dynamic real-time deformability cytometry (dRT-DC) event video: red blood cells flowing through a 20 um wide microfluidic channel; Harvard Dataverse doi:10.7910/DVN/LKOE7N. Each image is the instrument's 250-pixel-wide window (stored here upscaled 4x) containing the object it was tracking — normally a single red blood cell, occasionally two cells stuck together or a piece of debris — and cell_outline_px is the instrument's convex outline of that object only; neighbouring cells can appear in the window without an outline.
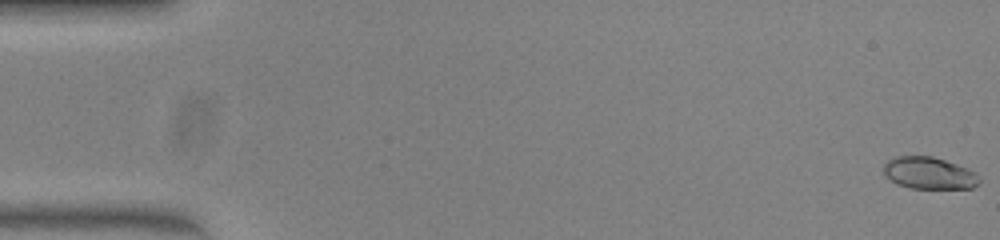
{"species": "common noctule bat (a hibernating species)", "species_latin": "Nyctalus noctula", "temperature_condition": "warm", "stored_images_in_passage": 51, "camera_frame_rate_fps": 3000, "um_per_image_px": 0.085, "animal": {"sex": "female", "body_mass_g": 23.0, "forearm_length_mm": 53.4}, "frame": {"image": 1, "passage_image": 1, "time_ms": 0.0, "image_size_px": [1000, 240], "cell_outline_px": [[980, 180], [972, 188], [908, 188], [896, 184], [884, 176], [884, 164], [888, 160], [896, 156], [932, 156], [968, 168], [976, 172], [980, 176]], "centroid_in_image_um": [78.95, 14.71], "position_along_channel_um": 6.0, "area_um2": 17.92}}
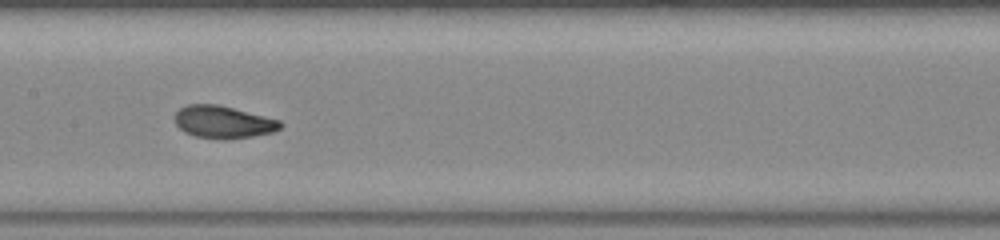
{"frame": {"image": 2, "passage_image": 26, "time_ms": 8.333, "image_size_px": [1000, 240], "cell_outline_px": [[284, 124], [280, 128], [272, 132], [252, 136], [224, 140], [196, 136], [184, 132], [176, 124], [176, 112], [180, 108], [188, 104], [216, 104], [280, 120]], "centroid_in_image_um": [18.97, 10.38], "position_along_channel_um": 188.4, "area_um2": 19.71}}
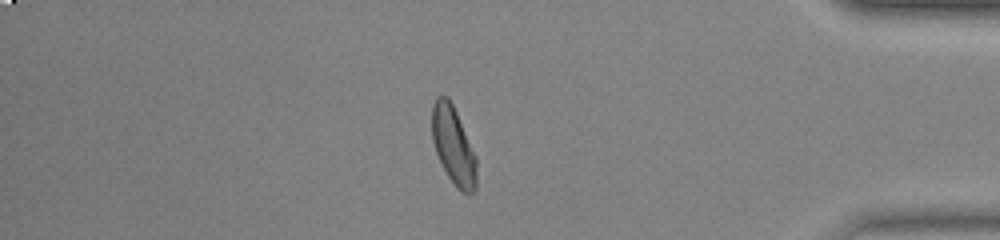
{"frame": {"image": 3, "passage_image": 44, "time_ms": 14.333, "image_size_px": [1000, 240], "cell_outline_px": [[476, 188], [472, 192], [460, 192], [448, 176], [436, 152], [432, 140], [432, 104], [436, 96], [448, 96], [456, 112], [476, 156]], "centroid_in_image_um": [38.52, 12.35], "position_along_channel_um": 396.7, "area_um2": 19.94}, "authors_computed_cell_mechanics": {"area_um2": 19.5942, "velocity_mm_per_s": 4.0495, "shape_relaxation_time_tau1_ms": 3.5704, "shape_relaxation_time_tau2_ms": 1.4975, "deformation_change_tau1": 0.1421, "deformation_change_tau2": 0.0626}}